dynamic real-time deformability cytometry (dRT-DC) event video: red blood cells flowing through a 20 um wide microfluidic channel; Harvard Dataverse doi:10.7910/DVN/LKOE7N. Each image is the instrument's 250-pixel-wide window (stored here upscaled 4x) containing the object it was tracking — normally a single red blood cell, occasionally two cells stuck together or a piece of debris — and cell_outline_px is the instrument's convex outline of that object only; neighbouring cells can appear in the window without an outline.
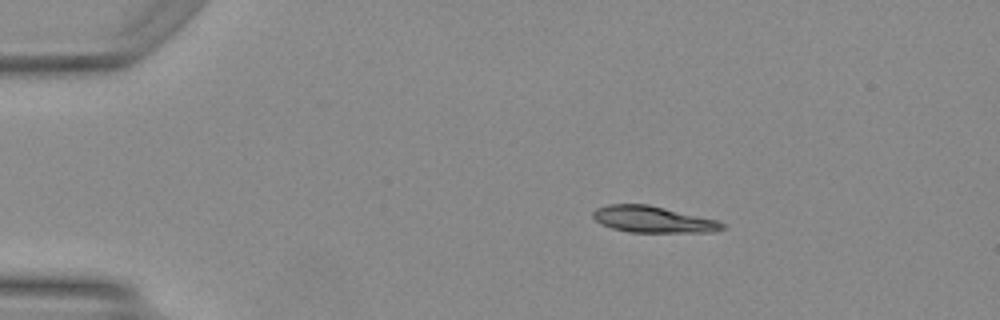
{"species": "Egyptian fruit bat (a non-hibernating species)", "species_latin": "Rousettus aegyptiacus", "temperature_condition": "warm", "stored_images_in_passage": 41, "camera_frame_rate_fps": 3000, "um_per_image_px": 0.085, "animal": {"sex": "female"}, "frame": {"image": 1, "passage_image": 1, "time_ms": 0.0, "image_size_px": [1000, 320], "cell_outline_px": [[724, 228], [716, 232], [628, 232], [612, 228], [600, 224], [592, 216], [592, 212], [596, 208], [608, 204], [648, 204], [716, 220], [724, 224]], "centroid_in_image_um": [55.46, 18.65], "position_along_channel_um": 29.5, "area_um2": 19.83}}
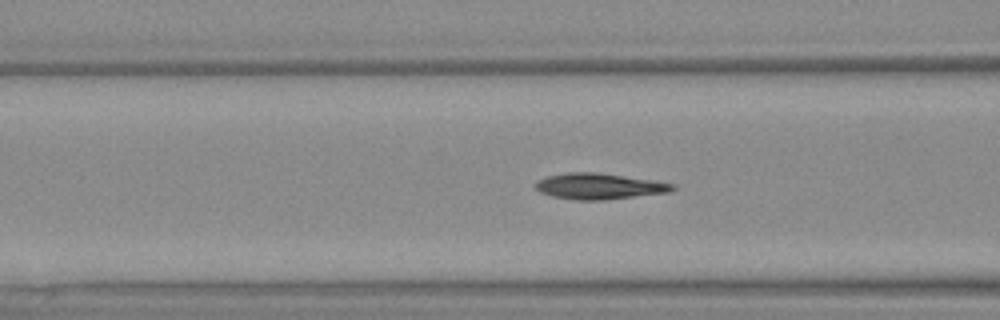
{"frame": {"image": 2, "passage_image": 12, "time_ms": 3.667, "image_size_px": [1000, 320], "cell_outline_px": [[676, 188], [668, 192], [604, 200], [576, 200], [552, 196], [540, 192], [532, 184], [536, 180], [548, 176], [568, 172], [596, 172], [652, 180], [676, 184]], "centroid_in_image_um": [50.88, 15.83], "position_along_channel_um": 115.7, "area_um2": 20.69}}
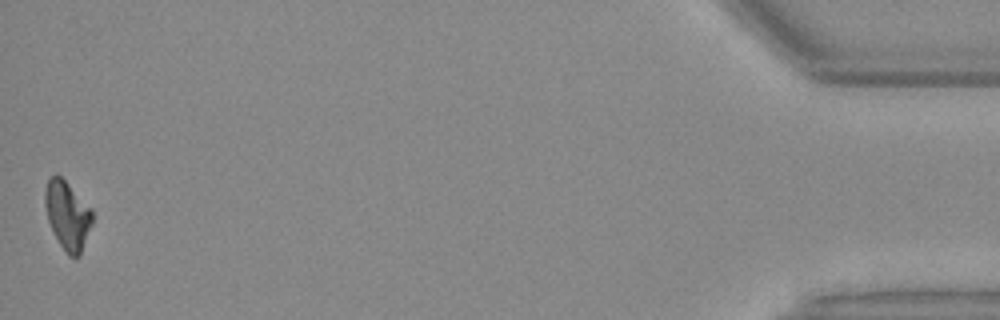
{"frame": {"image": 3, "passage_image": 41, "time_ms": 13.333, "image_size_px": [1000, 320], "cell_outline_px": [[92, 224], [80, 256], [68, 256], [60, 244], [48, 220], [44, 204], [44, 192], [48, 180], [52, 176], [60, 176], [92, 208]], "centroid_in_image_um": [5.74, 18.31], "position_along_channel_um": 429.5, "area_um2": 18.61}, "authors_computed_cell_mechanics": {"area_um2": 19.9988, "velocity_mm_per_s": 4.1747, "shape_relaxation_time_tau1_ms": 10.9508, "shape_relaxation_time_tau2_ms": 3.1994, "deformation_change_tau1": 0.2998, "deformation_change_tau2": 0.078}}